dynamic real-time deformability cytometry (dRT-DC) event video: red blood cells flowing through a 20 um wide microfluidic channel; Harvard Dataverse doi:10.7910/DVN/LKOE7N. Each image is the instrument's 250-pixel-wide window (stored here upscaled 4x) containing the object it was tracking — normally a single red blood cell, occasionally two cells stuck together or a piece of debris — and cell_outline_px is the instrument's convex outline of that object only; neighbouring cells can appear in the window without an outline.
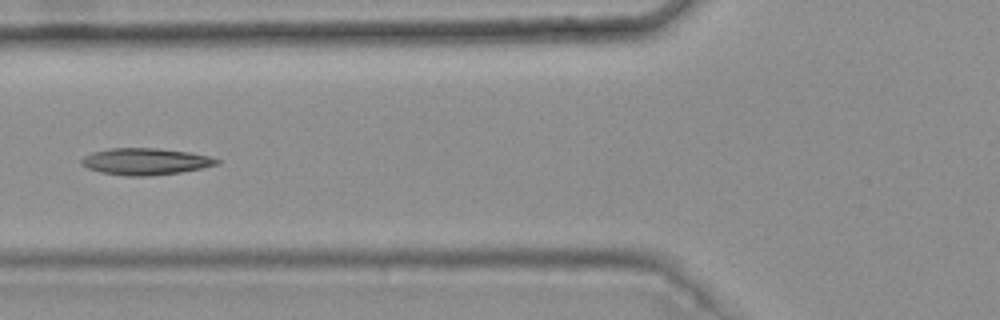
{"species": "common noctule bat (a hibernating species)", "species_latin": "Nyctalus noctula", "temperature_condition": "warm", "stored_images_in_passage": 5, "camera_frame_rate_fps": 3000, "um_per_image_px": 0.085, "animal": {"sex": "female", "body_mass_g": 25.1}, "frame": {"image": 1, "passage_image": 5, "time_ms": 1.333, "image_size_px": [1000, 320], "cell_outline_px": [[220, 164], [180, 172], [148, 176], [124, 176], [100, 172], [88, 168], [80, 164], [80, 160], [84, 156], [92, 152], [108, 148], [156, 148], [188, 152], [208, 156], [220, 160]], "centroid_in_image_um": [12.32, 13.73], "position_along_channel_um": 113.5, "area_um2": 21.04}}